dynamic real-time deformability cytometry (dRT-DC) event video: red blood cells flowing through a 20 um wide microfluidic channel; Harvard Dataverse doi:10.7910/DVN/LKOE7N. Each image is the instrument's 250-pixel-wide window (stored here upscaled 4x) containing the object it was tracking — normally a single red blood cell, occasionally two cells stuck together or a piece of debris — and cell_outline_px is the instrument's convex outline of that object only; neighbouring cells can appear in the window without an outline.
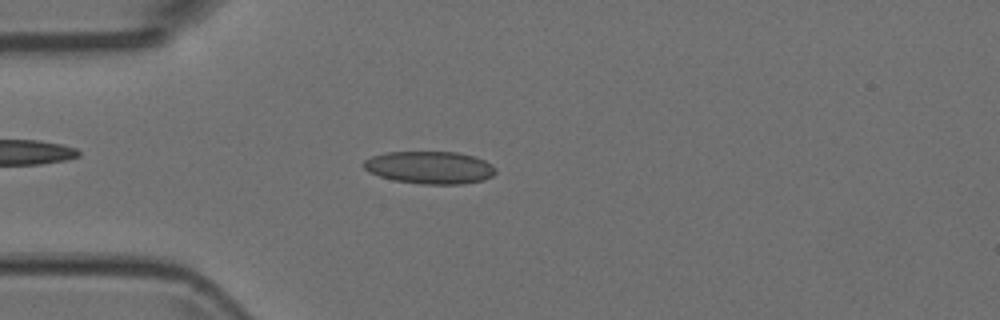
{"species": "Egyptian fruit bat (a non-hibernating species)", "species_latin": "Rousettus aegyptiacus", "temperature_condition": "room temperature", "stored_images_in_passage": 3, "camera_frame_rate_fps": 3000, "um_per_image_px": 0.085, "animal": {"sex": "female"}, "frame": {"image": 1, "passage_image": 3, "time_ms": 0.667, "image_size_px": [1000, 320], "cell_outline_px": [[496, 172], [492, 176], [484, 180], [464, 184], [420, 184], [392, 180], [368, 172], [360, 164], [364, 160], [372, 156], [388, 152], [460, 152], [476, 156], [492, 164], [496, 168]], "centroid_in_image_um": [36.54, 14.24], "position_along_channel_um": 48.5, "area_um2": 25.37}}